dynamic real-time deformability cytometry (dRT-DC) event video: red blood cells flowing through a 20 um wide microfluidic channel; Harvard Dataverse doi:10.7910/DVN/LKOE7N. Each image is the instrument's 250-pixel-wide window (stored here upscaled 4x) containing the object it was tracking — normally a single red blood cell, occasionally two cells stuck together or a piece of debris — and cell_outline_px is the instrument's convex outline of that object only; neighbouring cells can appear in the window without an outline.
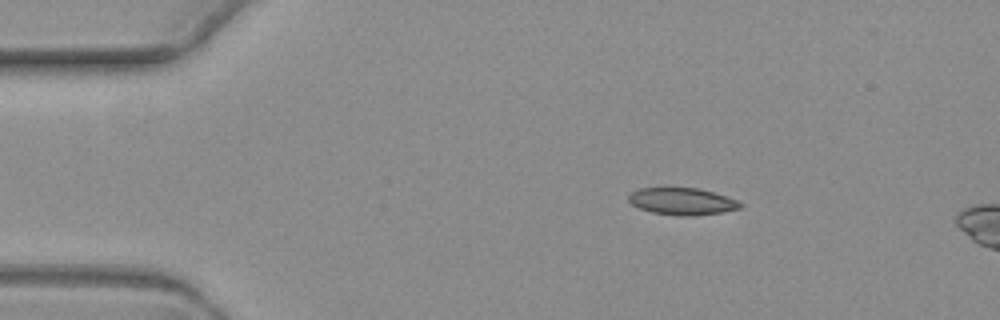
{"species": "common noctule bat (a hibernating species)", "species_latin": "Nyctalus noctula", "temperature_condition": "warm", "stored_images_in_passage": 3, "camera_frame_rate_fps": 3000, "um_per_image_px": 0.085, "animal": {"sex": "female", "body_mass_g": 19.3, "forearm_length_mm": 54.1}, "frame": {"image": 1, "passage_image": 1, "time_ms": 0.0, "image_size_px": [1000, 320], "cell_outline_px": [[744, 204], [740, 208], [720, 212], [696, 216], [676, 216], [652, 212], [640, 208], [632, 204], [628, 200], [628, 196], [632, 192], [640, 188], [696, 188], [712, 192], [740, 200]], "centroid_in_image_um": [58.01, 17.12], "position_along_channel_um": 27.0, "area_um2": 17.57}}